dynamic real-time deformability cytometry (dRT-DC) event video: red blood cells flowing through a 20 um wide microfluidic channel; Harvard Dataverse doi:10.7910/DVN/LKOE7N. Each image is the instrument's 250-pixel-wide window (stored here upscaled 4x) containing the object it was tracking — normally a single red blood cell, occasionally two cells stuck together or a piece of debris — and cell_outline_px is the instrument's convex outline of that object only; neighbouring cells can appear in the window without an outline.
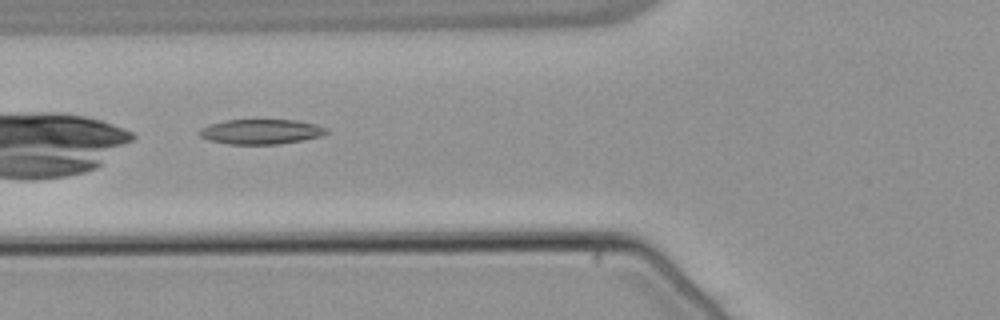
{"species": "common noctule bat (a hibernating species)", "species_latin": "Nyctalus noctula", "temperature_condition": "warm", "stored_images_in_passage": 34, "camera_frame_rate_fps": 3000, "um_per_image_px": 0.085, "animal": {"sex": "male", "body_mass_g": 21.5, "forearm_length_mm": 52.0}, "frame": {"image": 1, "passage_image": 6, "time_ms": 1.667, "image_size_px": [1000, 320], "cell_outline_px": [[328, 132], [320, 136], [280, 144], [228, 144], [208, 140], [200, 136], [196, 132], [200, 128], [208, 124], [224, 120], [296, 120], [316, 124], [328, 128]], "centroid_in_image_um": [22.13, 11.18], "position_along_channel_um": 103.7, "area_um2": 18.55}, "authors_computed_cell_mechanics": {"area_um2": 18.9873, "velocity_mm_per_s": 3.7429, "shape_relaxation_time_tau1_ms": null, "shape_relaxation_time_tau2_ms": 5.1642, "deformation_change_tau1": null, "deformation_change_tau2": 0.0912}}